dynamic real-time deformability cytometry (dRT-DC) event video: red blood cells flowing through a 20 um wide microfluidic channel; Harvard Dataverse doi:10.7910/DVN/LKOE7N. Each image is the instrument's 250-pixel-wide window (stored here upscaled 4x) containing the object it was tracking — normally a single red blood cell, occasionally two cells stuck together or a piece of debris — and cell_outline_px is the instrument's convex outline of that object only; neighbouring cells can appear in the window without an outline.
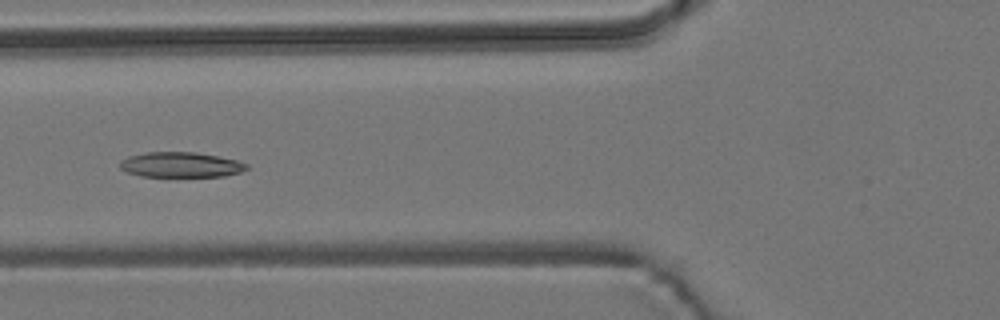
{"species": "common noctule bat (a hibernating species)", "species_latin": "Nyctalus noctula", "temperature_condition": "room temperature", "stored_images_in_passage": 8, "camera_frame_rate_fps": 3000, "um_per_image_px": 0.085, "animal": {"sex": "male", "body_mass_g": 19.2, "forearm_length_mm": 51.8}, "frame": {"image": 1, "passage_image": 6, "time_ms": 6.333, "image_size_px": [1000, 320], "cell_outline_px": [[248, 168], [240, 172], [224, 176], [140, 176], [128, 172], [120, 168], [120, 160], [128, 156], [144, 152], [196, 152], [236, 160], [248, 164]], "centroid_in_image_um": [15.34, 13.99], "position_along_channel_um": 110.5, "area_um2": 18.5}}
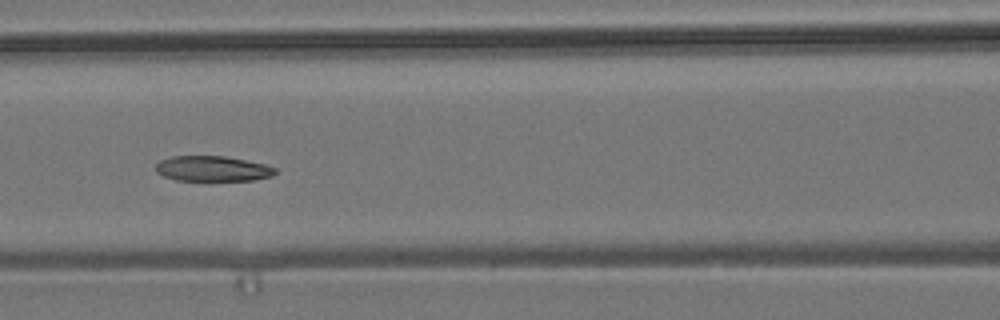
{"frame": {"image": 2, "passage_image": 7, "time_ms": 7.333, "image_size_px": [1000, 320], "cell_outline_px": [[276, 172], [272, 176], [252, 180], [176, 180], [164, 176], [156, 172], [156, 164], [160, 160], [172, 156], [224, 156], [264, 164], [276, 168]], "centroid_in_image_um": [18.05, 14.33], "position_along_channel_um": 148.6, "area_um2": 17.46}}
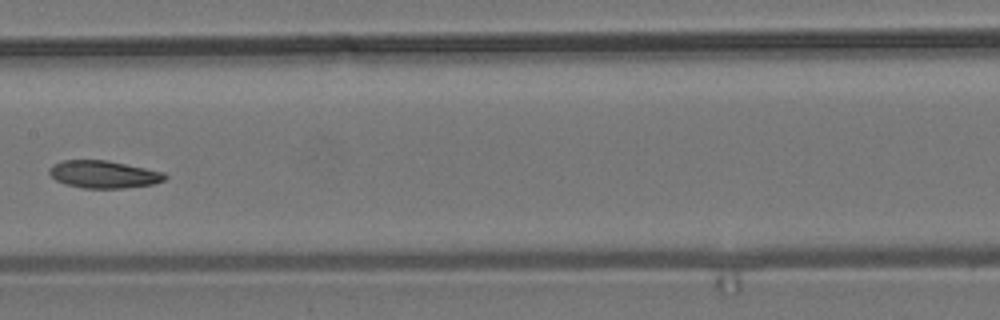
{"frame": {"image": 3, "passage_image": 8, "time_ms": 8.667, "image_size_px": [1000, 320], "cell_outline_px": [[168, 176], [164, 180], [152, 184], [124, 188], [84, 188], [64, 184], [56, 180], [48, 172], [48, 168], [52, 164], [64, 160], [108, 160], [164, 172]], "centroid_in_image_um": [8.79, 14.81], "position_along_channel_um": 198.6, "area_um2": 18.55}}